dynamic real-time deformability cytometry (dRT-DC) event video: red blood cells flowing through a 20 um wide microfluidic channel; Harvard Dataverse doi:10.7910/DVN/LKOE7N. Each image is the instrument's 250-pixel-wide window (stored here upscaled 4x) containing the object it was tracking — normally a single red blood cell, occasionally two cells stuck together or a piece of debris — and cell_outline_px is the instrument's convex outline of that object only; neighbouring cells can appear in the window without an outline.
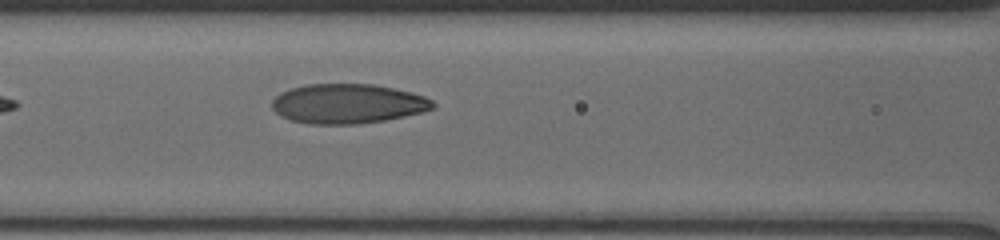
{"species": "human", "species_latin": "Homo sapiens", "temperature_condition": "cold", "stored_images_in_passage": 8, "camera_frame_rate_fps": 3000, "um_per_image_px": 0.085, "donor": {"sex": "male"}, "frame": {"image": 1, "passage_image": 8, "time_ms": 6.667, "image_size_px": [1000, 240], "cell_outline_px": [[436, 108], [404, 116], [384, 120], [356, 124], [308, 124], [292, 120], [280, 116], [272, 108], [272, 100], [280, 92], [292, 88], [308, 84], [372, 84], [392, 88], [424, 96], [432, 100], [436, 104]], "centroid_in_image_um": [29.54, 8.82], "position_along_channel_um": 137.1, "area_um2": 36.99}}